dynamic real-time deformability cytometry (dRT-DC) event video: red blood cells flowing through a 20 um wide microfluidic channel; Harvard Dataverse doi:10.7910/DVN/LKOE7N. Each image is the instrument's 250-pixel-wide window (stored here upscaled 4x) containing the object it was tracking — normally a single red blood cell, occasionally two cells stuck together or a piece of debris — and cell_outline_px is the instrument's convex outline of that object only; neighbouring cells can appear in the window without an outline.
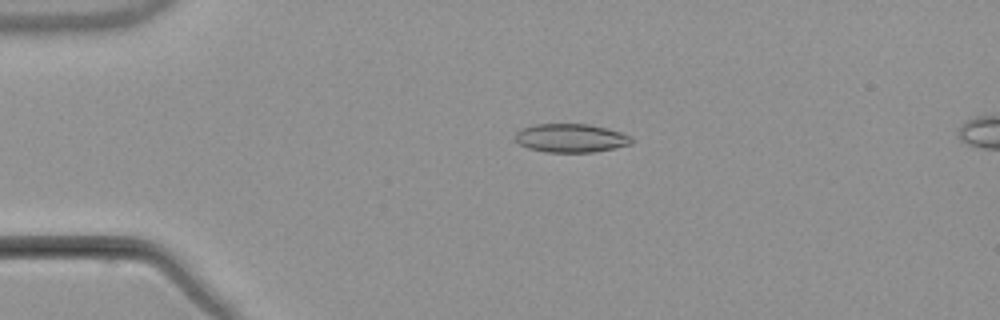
{"species": "common noctule bat (a hibernating species)", "species_latin": "Nyctalus noctula", "temperature_condition": "warm", "stored_images_in_passage": 6, "camera_frame_rate_fps": 3000, "um_per_image_px": 0.085, "animal": {"sex": "male", "body_mass_g": 21.5, "forearm_length_mm": 52.0}, "frame": {"image": 1, "passage_image": 4, "time_ms": 3.333, "image_size_px": [1000, 320], "cell_outline_px": [[632, 144], [592, 152], [544, 152], [528, 148], [520, 144], [516, 140], [516, 132], [524, 128], [536, 124], [588, 124], [620, 132], [632, 136]], "centroid_in_image_um": [48.52, 11.74], "position_along_channel_um": 36.5, "area_um2": 19.13}}